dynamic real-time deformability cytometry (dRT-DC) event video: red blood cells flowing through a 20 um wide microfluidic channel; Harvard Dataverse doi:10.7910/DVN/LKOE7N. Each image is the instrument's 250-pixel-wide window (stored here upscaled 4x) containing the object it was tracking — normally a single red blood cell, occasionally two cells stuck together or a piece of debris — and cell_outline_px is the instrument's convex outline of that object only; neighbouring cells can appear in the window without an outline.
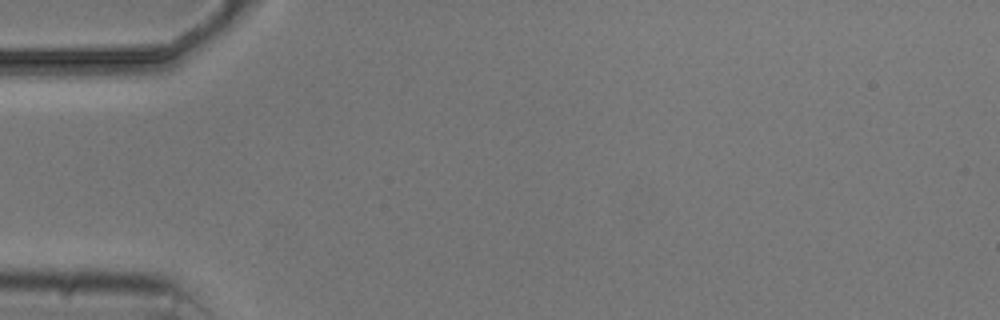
{"species": "common noctule bat (a hibernating species)", "species_latin": "Nyctalus noctula", "temperature_condition": "cold", "stored_images_in_passage": 2, "camera_frame_rate_fps": 3000, "um_per_image_px": 0.085, "animal": {"sex": "male", "body_mass_g": 20.5, "forearm_length_mm": 52.5}, "frame": {"image": 1, "passage_image": 1, "time_ms": 0.0, "image_size_px": [1000, 320], "cell_outline_px": [[156, 60], [104, 80], [96, 80], [88, 72], [80, 60], [96, 52], [148, 52], [156, 56]], "centroid_in_image_um": [9.76, 5.37], "position_along_channel_um": 75.2, "area_um2": 10.0}}